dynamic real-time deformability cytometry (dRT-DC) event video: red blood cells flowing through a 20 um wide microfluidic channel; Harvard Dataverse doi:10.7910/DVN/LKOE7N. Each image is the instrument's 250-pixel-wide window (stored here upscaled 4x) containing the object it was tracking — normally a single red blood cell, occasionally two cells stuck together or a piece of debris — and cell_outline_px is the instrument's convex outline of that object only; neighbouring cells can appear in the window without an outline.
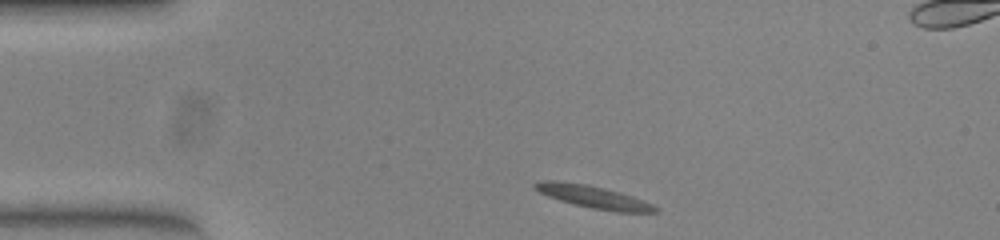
{"species": "common noctule bat (a hibernating species)", "species_latin": "Nyctalus noctula", "temperature_condition": "warm", "stored_images_in_passage": 44, "camera_frame_rate_fps": 3000, "um_per_image_px": 0.085, "animal": {"sex": "female", "body_mass_g": 23.0, "forearm_length_mm": 53.4}, "frame": {"image": 1, "passage_image": 1, "time_ms": 0.0, "image_size_px": [1000, 240], "cell_outline_px": [[660, 212], [616, 212], [592, 208], [560, 200], [548, 196], [532, 188], [532, 184], [540, 180], [560, 180], [588, 184], [620, 192], [632, 196], [652, 204], [660, 208]], "centroid_in_image_um": [50.42, 16.72], "position_along_channel_um": 34.6, "area_um2": 15.9}}
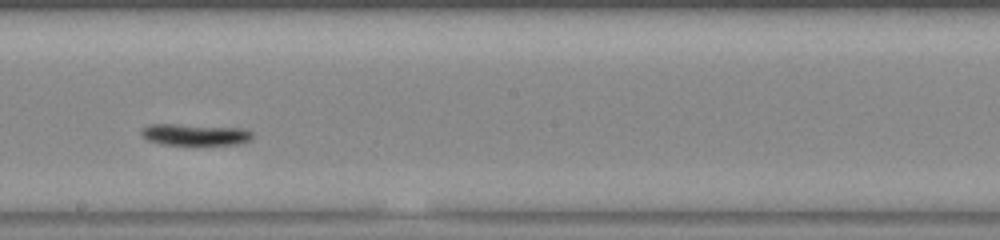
{"frame": {"image": 2, "passage_image": 20, "time_ms": 6.333, "image_size_px": [1000, 240], "cell_outline_px": [[252, 140], [240, 144], [160, 144], [148, 140], [140, 132], [140, 128], [148, 124], [176, 124], [244, 128], [252, 132]], "centroid_in_image_um": [16.57, 11.43], "position_along_channel_um": 231.6, "area_um2": 13.93}}
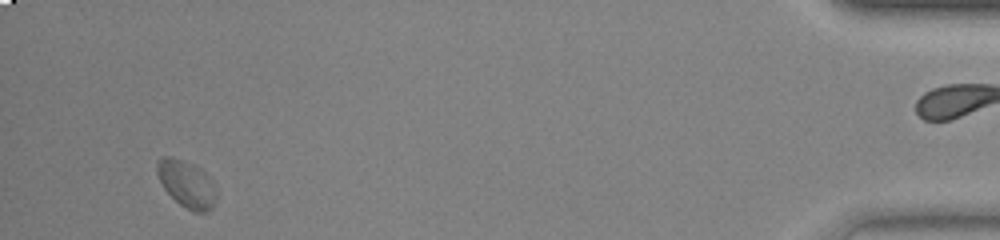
{"frame": {"image": 3, "passage_image": 41, "time_ms": 13.333, "image_size_px": [1000, 240], "cell_outline_px": [[216, 204], [212, 208], [204, 212], [196, 212], [180, 204], [164, 188], [156, 172], [156, 164], [164, 156], [172, 156], [192, 164], [200, 168], [212, 180], [216, 188]], "centroid_in_image_um": [15.89, 15.63], "position_along_channel_um": 419.3, "area_um2": 16.07}, "authors_computed_cell_mechanics": {"area_um2": 14.3344, "velocity_mm_per_s": 3.8005, "shape_relaxation_time_tau1_ms": 1.9593, "shape_relaxation_time_tau2_ms": null, "deformation_change_tau1": 0.1225, "deformation_change_tau2": null}}